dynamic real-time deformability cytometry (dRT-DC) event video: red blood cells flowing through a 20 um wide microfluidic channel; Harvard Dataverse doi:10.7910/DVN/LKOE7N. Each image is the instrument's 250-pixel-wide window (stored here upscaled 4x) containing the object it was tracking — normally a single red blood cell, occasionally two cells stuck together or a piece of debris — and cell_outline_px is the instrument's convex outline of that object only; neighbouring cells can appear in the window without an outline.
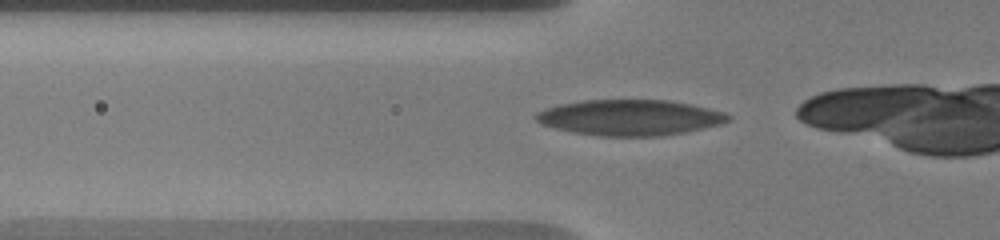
{"species": "human", "species_latin": "Homo sapiens", "temperature_condition": "warm", "stored_images_in_passage": 21, "camera_frame_rate_fps": 3000, "um_per_image_px": 0.085, "donor": {"sex": "male"}, "frame": {"image": 1, "passage_image": 13, "time_ms": 4.333, "image_size_px": [1000, 240], "cell_outline_px": [[732, 116], [728, 120], [720, 124], [704, 128], [664, 136], [600, 136], [572, 132], [540, 124], [532, 116], [536, 112], [544, 108], [560, 104], [584, 100], [668, 100], [692, 104], [724, 112]], "centroid_in_image_um": [53.51, 9.99], "position_along_channel_um": 72.3, "area_um2": 40.17}}
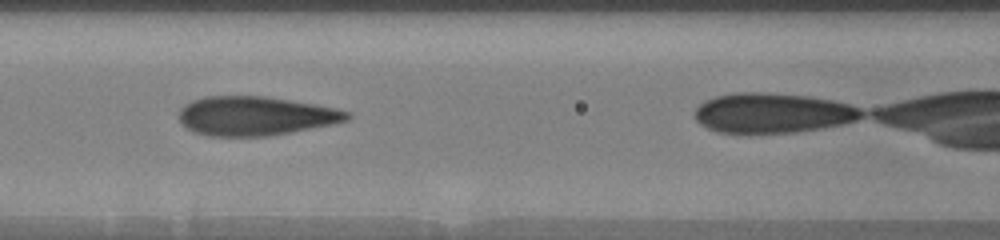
{"frame": {"image": 2, "passage_image": 18, "time_ms": 6.333, "image_size_px": [1000, 240], "cell_outline_px": [[352, 116], [348, 120], [332, 124], [292, 132], [268, 136], [212, 136], [196, 132], [188, 128], [180, 120], [180, 108], [184, 104], [192, 100], [204, 96], [264, 96], [316, 104], [336, 108], [352, 112]], "centroid_in_image_um": [21.75, 9.84], "position_along_channel_um": 144.8, "area_um2": 38.26}}